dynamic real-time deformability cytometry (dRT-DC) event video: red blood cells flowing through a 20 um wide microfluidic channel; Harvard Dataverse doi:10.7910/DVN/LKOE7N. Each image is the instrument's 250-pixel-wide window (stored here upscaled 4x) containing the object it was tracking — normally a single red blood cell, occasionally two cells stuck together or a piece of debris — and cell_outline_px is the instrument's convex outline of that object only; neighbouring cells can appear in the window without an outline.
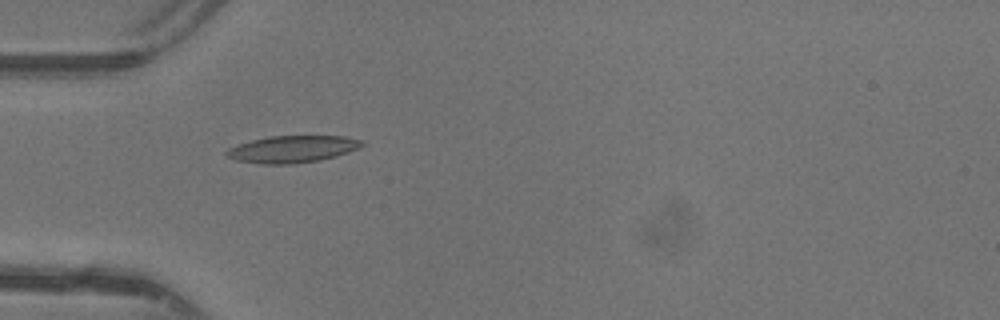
{"species": "common noctule bat (a hibernating species)", "species_latin": "Nyctalus noctula", "temperature_condition": "warm", "stored_images_in_passage": 47, "camera_frame_rate_fps": 3000, "um_per_image_px": 0.085, "animal": {"sex": "female"}, "frame": {"image": 1, "passage_image": 15, "time_ms": 4.667, "image_size_px": [1000, 320], "cell_outline_px": [[364, 144], [348, 152], [336, 156], [320, 160], [292, 164], [260, 164], [236, 160], [224, 156], [224, 152], [228, 148], [236, 144], [268, 136], [344, 136], [364, 140]], "centroid_in_image_um": [24.8, 12.67], "position_along_channel_um": 60.2, "area_um2": 21.44}}
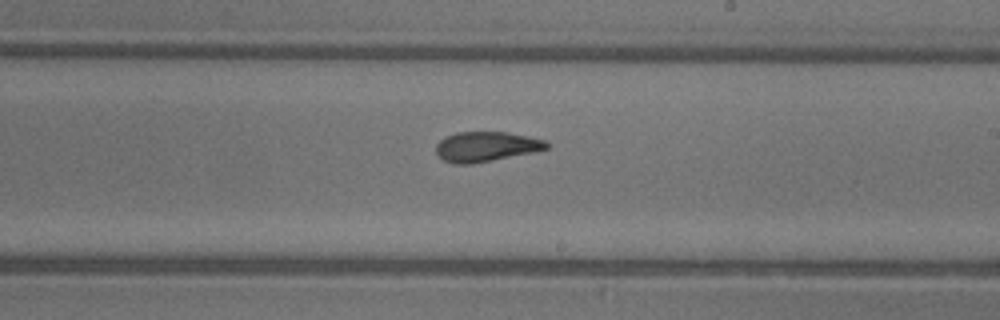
{"frame": {"image": 2, "passage_image": 28, "time_ms": 9.0, "image_size_px": [1000, 320], "cell_outline_px": [[548, 148], [532, 152], [472, 164], [452, 164], [444, 160], [436, 152], [436, 144], [444, 136], [456, 132], [508, 132], [548, 140]], "centroid_in_image_um": [41.3, 12.45], "position_along_channel_um": 247.7, "area_um2": 19.31}}
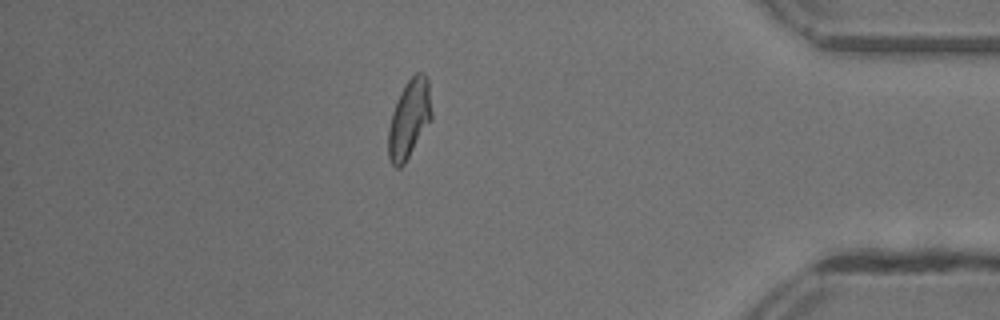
{"frame": {"image": 3, "passage_image": 41, "time_ms": 13.333, "image_size_px": [1000, 320], "cell_outline_px": [[432, 120], [404, 164], [400, 168], [396, 168], [392, 164], [388, 156], [388, 128], [392, 112], [400, 92], [408, 80], [416, 72], [424, 72], [428, 76], [432, 112]], "centroid_in_image_um": [34.8, 10.09], "position_along_channel_um": 400.4, "area_um2": 20.06}, "authors_computed_cell_mechanics": {"area_um2": 19.8832, "velocity_mm_per_s": 4.4032, "shape_relaxation_time_tau1_ms": 7.7065, "shape_relaxation_time_tau2_ms": 1.3523, "deformation_change_tau1": 0.2221, "deformation_change_tau2": 0.0796}}